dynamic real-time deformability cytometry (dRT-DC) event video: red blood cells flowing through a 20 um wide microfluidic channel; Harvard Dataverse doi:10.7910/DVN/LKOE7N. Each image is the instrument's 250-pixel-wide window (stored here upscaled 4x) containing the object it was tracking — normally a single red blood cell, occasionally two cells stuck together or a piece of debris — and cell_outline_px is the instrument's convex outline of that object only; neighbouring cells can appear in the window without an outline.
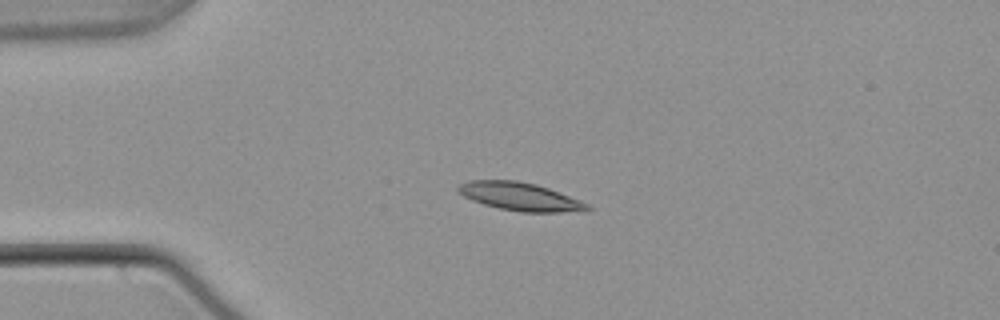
{"species": "common noctule bat (a hibernating species)", "species_latin": "Nyctalus noctula", "temperature_condition": "warm", "stored_images_in_passage": 54, "camera_frame_rate_fps": 3000, "um_per_image_px": 0.085, "animal": {"sex": "male", "body_mass_g": 21.5, "forearm_length_mm": 52.0}, "frame": {"image": 1, "passage_image": 13, "time_ms": 4.0, "image_size_px": [1000, 320], "cell_outline_px": [[592, 208], [588, 212], [520, 212], [500, 208], [484, 204], [472, 200], [456, 192], [456, 188], [460, 184], [468, 180], [516, 180], [536, 184], [548, 188], [580, 200], [588, 204]], "centroid_in_image_um": [44.22, 16.71], "position_along_channel_um": 40.8, "area_um2": 21.33}}
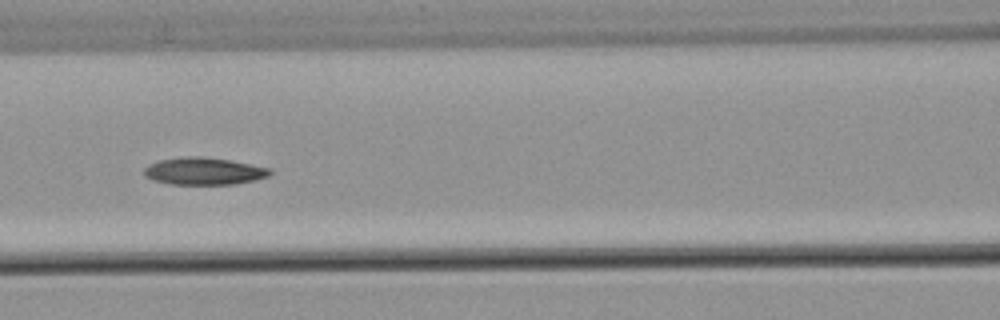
{"frame": {"image": 2, "passage_image": 24, "time_ms": 7.667, "image_size_px": [1000, 320], "cell_outline_px": [[272, 172], [268, 176], [256, 180], [236, 184], [168, 184], [152, 180], [144, 176], [144, 168], [148, 164], [160, 160], [184, 156], [204, 156], [228, 160], [272, 168]], "centroid_in_image_um": [17.32, 14.55], "position_along_channel_um": 149.3, "area_um2": 20.17}}
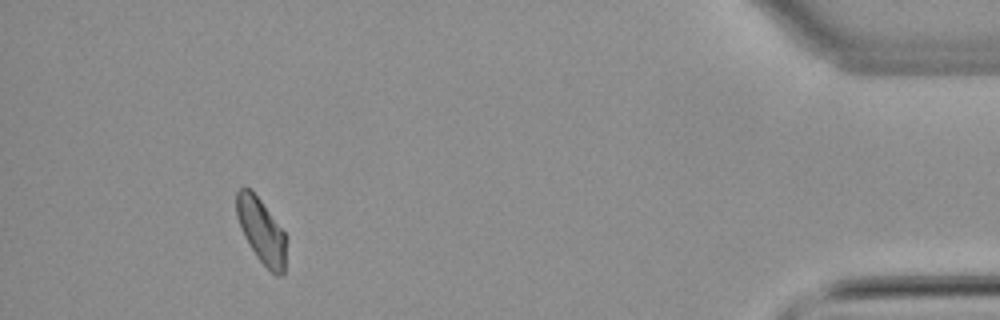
{"frame": {"image": 3, "passage_image": 50, "time_ms": 16.333, "image_size_px": [1000, 320], "cell_outline_px": [[284, 272], [280, 276], [276, 276], [256, 256], [248, 244], [240, 228], [236, 216], [236, 192], [244, 184], [252, 188], [284, 232]], "centroid_in_image_um": [22.15, 19.54], "position_along_channel_um": 413.1, "area_um2": 18.67}}